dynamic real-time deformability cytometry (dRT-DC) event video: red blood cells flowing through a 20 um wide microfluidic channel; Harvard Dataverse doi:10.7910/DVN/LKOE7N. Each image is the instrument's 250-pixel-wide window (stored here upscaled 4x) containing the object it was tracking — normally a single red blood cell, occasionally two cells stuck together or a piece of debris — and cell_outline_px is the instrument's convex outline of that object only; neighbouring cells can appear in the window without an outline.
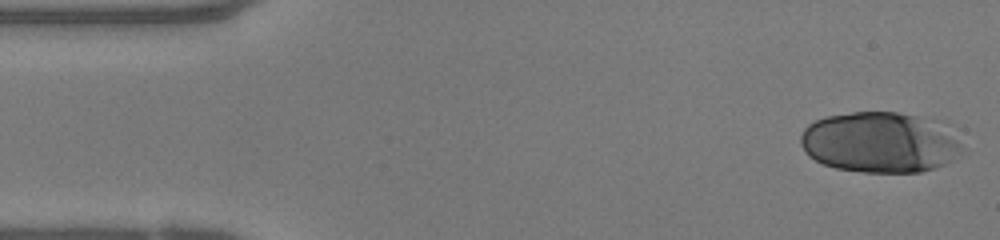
{"species": "human", "species_latin": "Homo sapiens", "temperature_condition": "warm", "stored_images_in_passage": 48, "camera_frame_rate_fps": 3000, "um_per_image_px": 0.085, "donor": {"sex": "female"}, "frame": {"image": 1, "passage_image": 1, "time_ms": 0.0, "image_size_px": [1000, 240], "cell_outline_px": [[964, 152], [948, 164], [936, 168], [920, 172], [864, 172], [836, 168], [824, 164], [808, 156], [804, 152], [800, 144], [800, 136], [804, 128], [808, 124], [816, 120], [828, 116], [852, 112], [896, 112], [940, 120], [960, 144]], "centroid_in_image_um": [74.81, 12.1], "position_along_channel_um": 10.2, "area_um2": 57.57}}
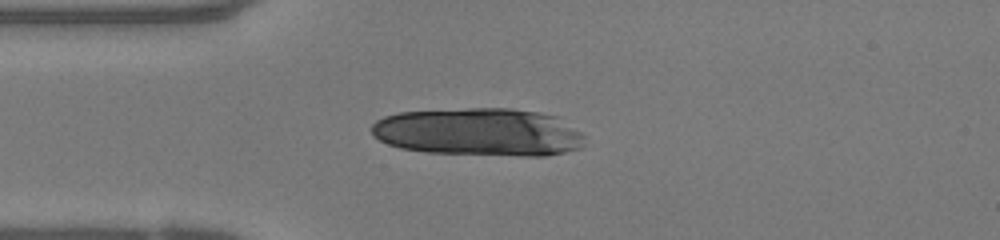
{"frame": {"image": 2, "passage_image": 11, "time_ms": 3.333, "image_size_px": [1000, 240], "cell_outline_px": [[584, 144], [580, 148], [564, 152], [544, 156], [520, 156], [424, 152], [400, 148], [388, 144], [372, 136], [372, 124], [376, 120], [384, 116], [400, 112], [468, 108], [512, 108], [540, 112], [556, 116], [584, 132]], "centroid_in_image_um": [40.74, 11.22], "position_along_channel_um": 44.3, "area_um2": 60.11}}